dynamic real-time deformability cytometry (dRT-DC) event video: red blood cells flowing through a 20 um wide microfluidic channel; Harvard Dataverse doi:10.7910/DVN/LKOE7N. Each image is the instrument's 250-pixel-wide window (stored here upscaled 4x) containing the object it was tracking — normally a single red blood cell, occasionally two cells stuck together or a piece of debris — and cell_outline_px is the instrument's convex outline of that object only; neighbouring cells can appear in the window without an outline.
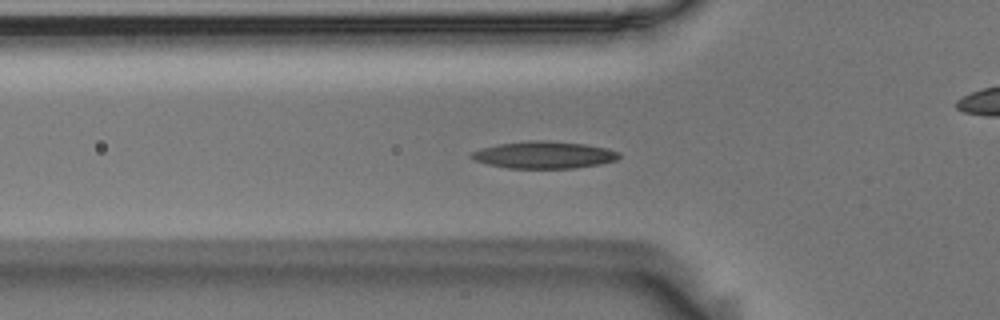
{"species": "Egyptian fruit bat (a non-hibernating species)", "species_latin": "Rousettus aegyptiacus", "temperature_condition": "room temperature", "stored_images_in_passage": 46, "camera_frame_rate_fps": 3000, "um_per_image_px": 0.085, "animal": {"sex": "male"}, "frame": {"image": 1, "passage_image": 8, "time_ms": 2.333, "image_size_px": [1000, 320], "cell_outline_px": [[620, 156], [616, 160], [600, 164], [572, 168], [508, 168], [488, 164], [476, 160], [468, 156], [472, 152], [484, 148], [500, 144], [532, 140], [544, 140], [584, 144], [608, 148], [620, 152]], "centroid_in_image_um": [46.28, 13.17], "position_along_channel_um": 79.5, "area_um2": 23.06}}
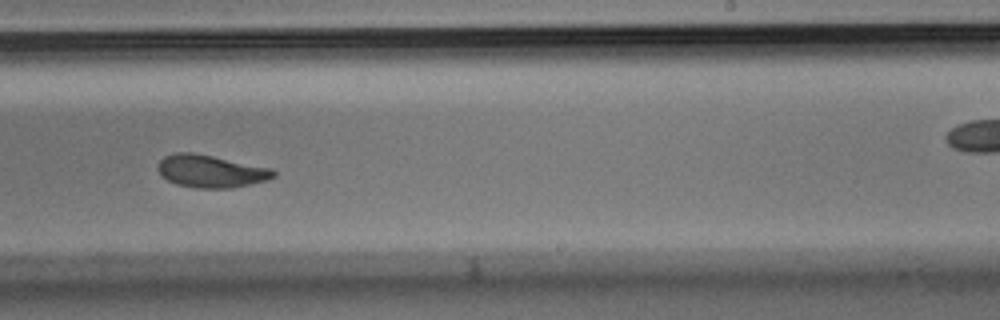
{"frame": {"image": 2, "passage_image": 24, "time_ms": 7.667, "image_size_px": [1000, 320], "cell_outline_px": [[276, 176], [268, 180], [232, 188], [196, 188], [176, 184], [160, 176], [156, 168], [156, 164], [164, 156], [176, 152], [192, 152], [272, 168], [276, 172]], "centroid_in_image_um": [17.89, 14.55], "position_along_channel_um": 271.1, "area_um2": 22.14}}
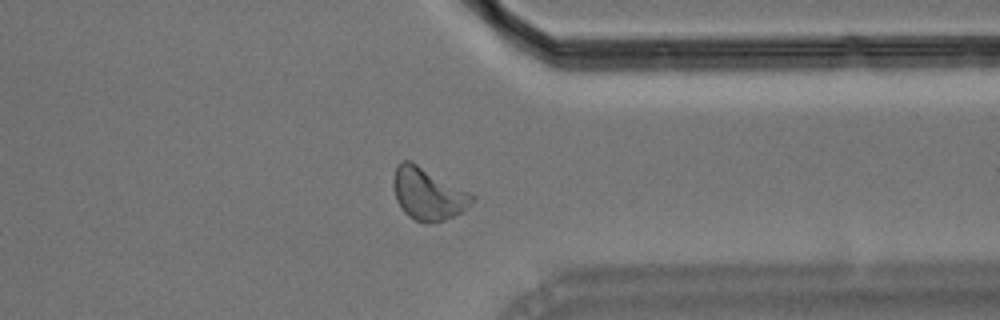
{"frame": {"image": 3, "passage_image": 33, "time_ms": 10.667, "image_size_px": [1000, 320], "cell_outline_px": [[476, 200], [460, 212], [444, 220], [432, 224], [428, 224], [416, 220], [408, 216], [404, 212], [396, 200], [392, 184], [392, 180], [396, 164], [400, 160], [408, 160], [472, 192], [476, 196]], "centroid_in_image_um": [36.37, 16.47], "position_along_channel_um": 375.0, "area_um2": 24.1}, "authors_computed_cell_mechanics": {"area_um2": 22.253, "velocity_mm_per_s": 3.5764, "shape_relaxation_time_tau1_ms": 3.2899, "shape_relaxation_time_tau2_ms": 3.1053, "deformation_change_tau1": 0.1398, "deformation_change_tau2": 0.0888}}